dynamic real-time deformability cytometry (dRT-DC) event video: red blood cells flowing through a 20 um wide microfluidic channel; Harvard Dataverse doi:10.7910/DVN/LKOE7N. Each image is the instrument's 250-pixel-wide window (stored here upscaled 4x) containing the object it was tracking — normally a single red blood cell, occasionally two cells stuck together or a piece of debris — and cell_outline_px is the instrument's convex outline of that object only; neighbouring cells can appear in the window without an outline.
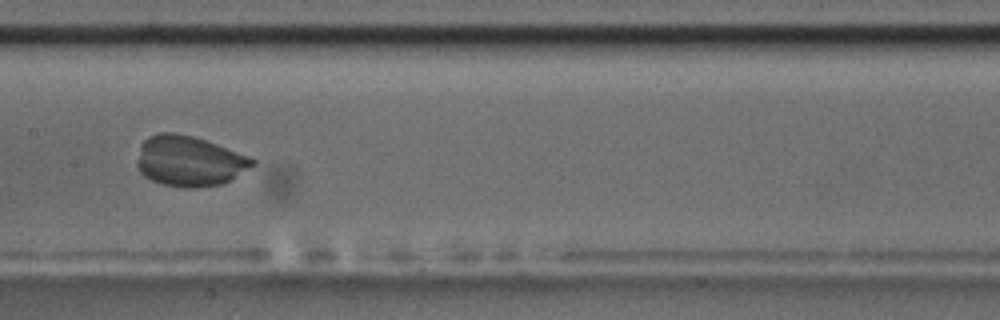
{"species": "common noctule bat (a hibernating species)", "species_latin": "Nyctalus noctula", "temperature_condition": "room temperature", "stored_images_in_passage": 49, "camera_frame_rate_fps": 3000, "um_per_image_px": 0.085, "animal": {"sex": "male", "body_mass_g": 17.5, "forearm_length_mm": 52.3}, "frame": {"image": 1, "passage_image": 28, "time_ms": 9.0, "image_size_px": [1000, 320], "cell_outline_px": [[256, 164], [228, 180], [220, 184], [196, 188], [184, 188], [164, 184], [152, 180], [144, 176], [140, 172], [136, 164], [140, 144], [148, 136], [160, 132], [176, 132], [196, 136], [248, 156], [256, 160]], "centroid_in_image_um": [16.05, 13.67], "position_along_channel_um": 191.4, "area_um2": 33.93}}